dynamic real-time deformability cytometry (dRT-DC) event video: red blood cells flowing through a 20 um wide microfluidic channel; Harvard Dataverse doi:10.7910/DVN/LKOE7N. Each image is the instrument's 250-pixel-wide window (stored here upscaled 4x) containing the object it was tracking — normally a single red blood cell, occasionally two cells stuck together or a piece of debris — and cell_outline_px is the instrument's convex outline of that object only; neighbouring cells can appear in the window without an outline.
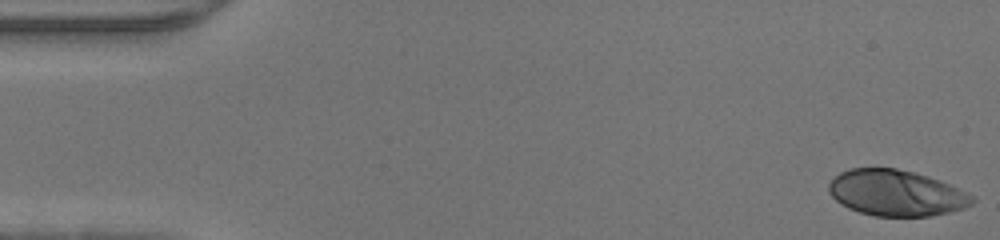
{"species": "human", "species_latin": "Homo sapiens", "temperature_condition": "warm", "stored_images_in_passage": 46, "camera_frame_rate_fps": 3000, "um_per_image_px": 0.085, "donor": {"sex": "male"}, "frame": {"image": 1, "passage_image": 1, "time_ms": 0.0, "image_size_px": [1000, 240], "cell_outline_px": [[976, 200], [972, 204], [964, 208], [948, 212], [928, 216], [876, 216], [860, 212], [848, 208], [836, 200], [828, 192], [828, 184], [840, 172], [852, 168], [896, 168], [928, 176], [940, 180], [972, 196]], "centroid_in_image_um": [76.15, 16.4], "position_along_channel_um": 8.8, "area_um2": 38.09}}
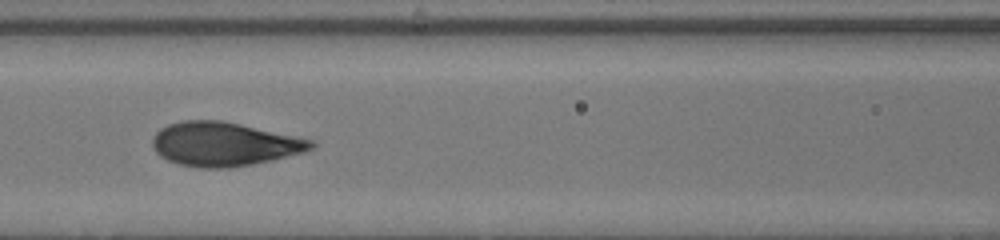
{"frame": {"image": 2, "passage_image": 20, "time_ms": 6.333, "image_size_px": [1000, 240], "cell_outline_px": [[316, 144], [312, 148], [304, 152], [272, 160], [252, 164], [228, 168], [200, 168], [176, 164], [160, 156], [156, 152], [152, 144], [152, 136], [160, 128], [168, 124], [184, 120], [220, 120], [240, 124], [316, 140]], "centroid_in_image_um": [19.04, 12.25], "position_along_channel_um": 147.6, "area_um2": 40.81}}
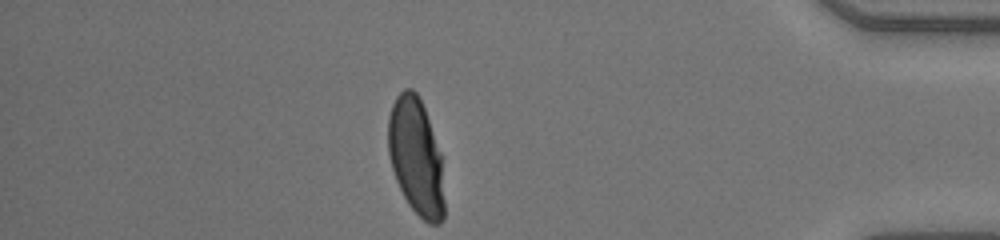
{"frame": {"image": 3, "passage_image": 40, "time_ms": 13.0, "image_size_px": [1000, 240], "cell_outline_px": [[444, 216], [440, 224], [428, 224], [408, 204], [396, 180], [392, 168], [388, 152], [388, 116], [392, 104], [396, 96], [404, 88], [412, 88], [416, 92], [424, 108], [440, 152], [444, 200]], "centroid_in_image_um": [35.35, 13.33], "position_along_channel_um": 399.9, "area_um2": 38.03}}